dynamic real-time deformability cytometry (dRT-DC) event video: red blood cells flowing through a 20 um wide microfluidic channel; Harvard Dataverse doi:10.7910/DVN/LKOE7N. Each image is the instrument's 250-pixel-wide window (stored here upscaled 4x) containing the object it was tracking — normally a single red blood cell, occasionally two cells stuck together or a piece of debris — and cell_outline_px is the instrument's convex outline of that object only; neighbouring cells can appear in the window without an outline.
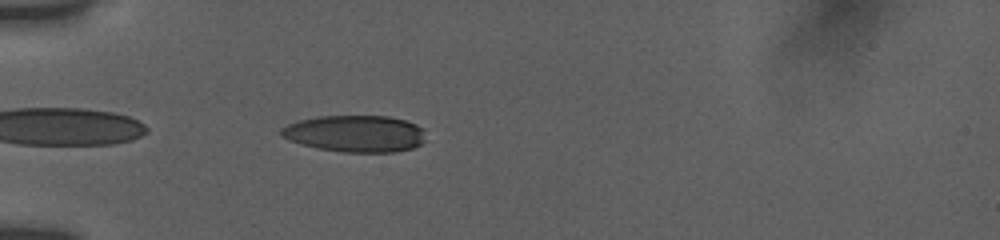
{"species": "human", "species_latin": "Homo sapiens", "temperature_condition": "room temperature", "stored_images_in_passage": 8, "camera_frame_rate_fps": 3000, "um_per_image_px": 0.085, "donor": {"sex": "female"}, "frame": {"image": 1, "passage_image": 1, "time_ms": 0.0, "image_size_px": [1000, 240], "cell_outline_px": [[424, 140], [420, 144], [412, 148], [392, 152], [344, 152], [316, 148], [300, 144], [288, 140], [280, 136], [280, 128], [296, 120], [320, 116], [388, 116], [404, 120], [416, 124], [424, 128]], "centroid_in_image_um": [30.15, 11.35], "position_along_channel_um": 54.8, "area_um2": 31.15}}
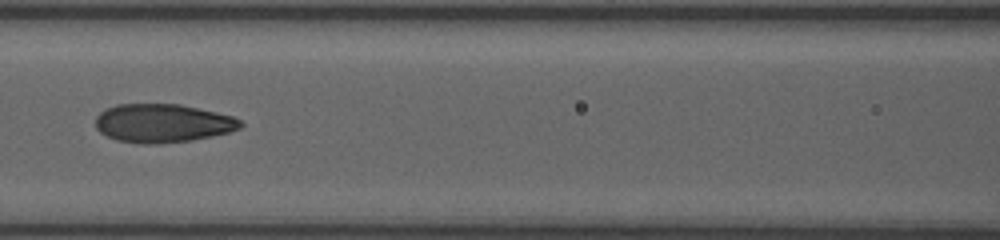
{"frame": {"image": 2, "passage_image": 6, "time_ms": 3.0, "image_size_px": [1000, 240], "cell_outline_px": [[244, 124], [240, 128], [228, 132], [212, 136], [192, 140], [160, 144], [140, 144], [116, 140], [100, 132], [96, 128], [96, 116], [100, 112], [116, 104], [180, 104], [216, 112], [232, 116], [240, 120]], "centroid_in_image_um": [13.82, 10.48], "position_along_channel_um": 152.8, "area_um2": 32.6}}
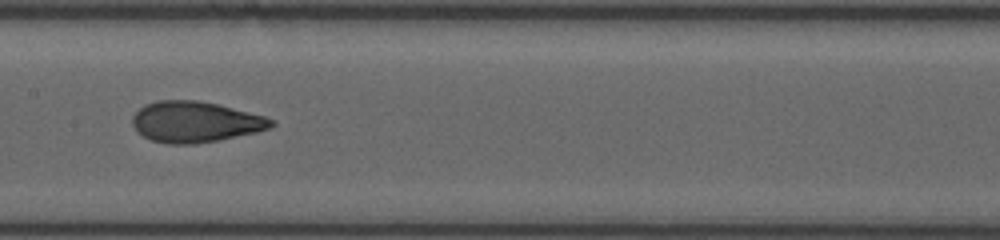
{"frame": {"image": 3, "passage_image": 7, "time_ms": 4.0, "image_size_px": [1000, 240], "cell_outline_px": [[276, 124], [272, 128], [256, 132], [220, 140], [196, 144], [168, 144], [152, 140], [136, 132], [132, 124], [132, 116], [144, 104], [160, 100], [196, 100], [216, 104], [264, 116], [272, 120]], "centroid_in_image_um": [16.58, 10.37], "position_along_channel_um": 190.8, "area_um2": 33.06}}